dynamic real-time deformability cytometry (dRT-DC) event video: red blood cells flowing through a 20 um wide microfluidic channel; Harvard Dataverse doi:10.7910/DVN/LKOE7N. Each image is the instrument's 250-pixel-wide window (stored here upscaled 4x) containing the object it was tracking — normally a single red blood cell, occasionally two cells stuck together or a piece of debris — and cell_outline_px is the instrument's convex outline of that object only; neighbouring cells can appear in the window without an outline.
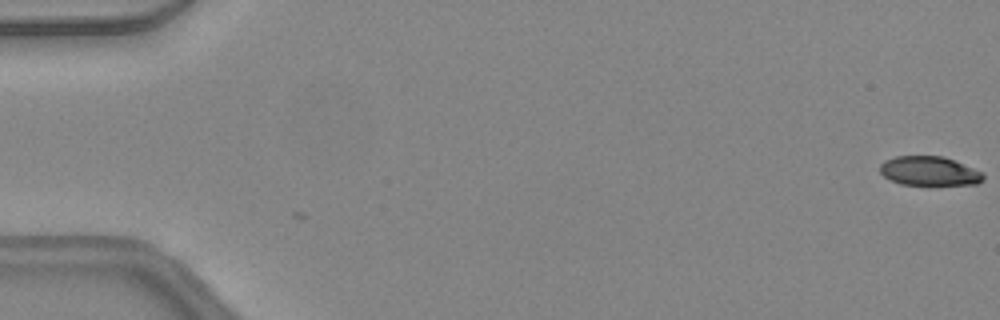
{"species": "common noctule bat (a hibernating species)", "species_latin": "Nyctalus noctula", "temperature_condition": "warm", "stored_images_in_passage": 3, "camera_frame_rate_fps": 3000, "um_per_image_px": 0.085, "animal": {"sex": "female", "body_mass_g": 24.6, "forearm_length_mm": 56.2}, "frame": {"image": 1, "passage_image": 3, "time_ms": 0.667, "image_size_px": [1000, 320], "cell_outline_px": [[984, 180], [976, 184], [900, 184], [884, 176], [880, 172], [880, 164], [884, 160], [896, 156], [944, 156], [984, 172]], "centroid_in_image_um": [79.0, 14.52], "position_along_channel_um": 6.0, "area_um2": 17.51}}